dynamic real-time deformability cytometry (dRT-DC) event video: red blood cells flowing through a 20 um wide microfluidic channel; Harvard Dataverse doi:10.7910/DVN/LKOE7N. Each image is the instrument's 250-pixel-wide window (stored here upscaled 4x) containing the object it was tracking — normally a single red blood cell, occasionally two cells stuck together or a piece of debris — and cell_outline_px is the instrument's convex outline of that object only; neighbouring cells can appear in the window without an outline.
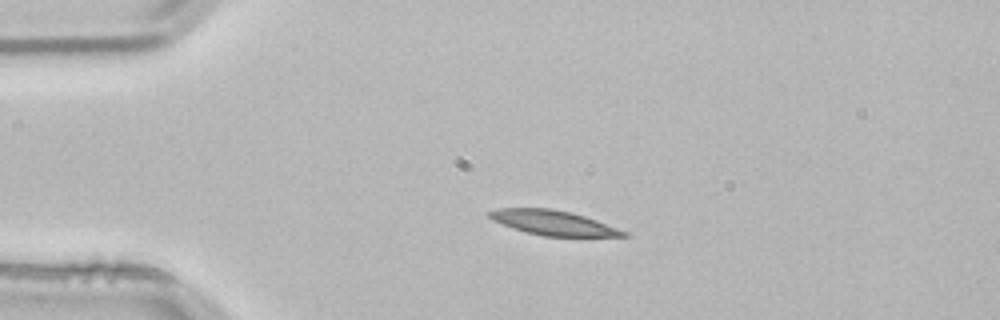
{"species": "common noctule bat (a hibernating species)", "species_latin": "Nyctalus noctula", "temperature_condition": "room temperature", "stored_images_in_passage": 2, "camera_frame_rate_fps": 3000, "um_per_image_px": 0.085, "animal": {"sex": "male", "body_mass_g": 21.5, "forearm_length_mm": 52.0}, "frame": {"image": 1, "passage_image": 1, "time_ms": 0.0, "image_size_px": [1000, 320], "cell_outline_px": [[632, 236], [544, 236], [512, 228], [492, 220], [484, 212], [500, 208], [552, 208], [572, 212], [596, 220], [628, 232]], "centroid_in_image_um": [47.0, 18.92], "position_along_channel_um": 38.0, "area_um2": 19.31}}